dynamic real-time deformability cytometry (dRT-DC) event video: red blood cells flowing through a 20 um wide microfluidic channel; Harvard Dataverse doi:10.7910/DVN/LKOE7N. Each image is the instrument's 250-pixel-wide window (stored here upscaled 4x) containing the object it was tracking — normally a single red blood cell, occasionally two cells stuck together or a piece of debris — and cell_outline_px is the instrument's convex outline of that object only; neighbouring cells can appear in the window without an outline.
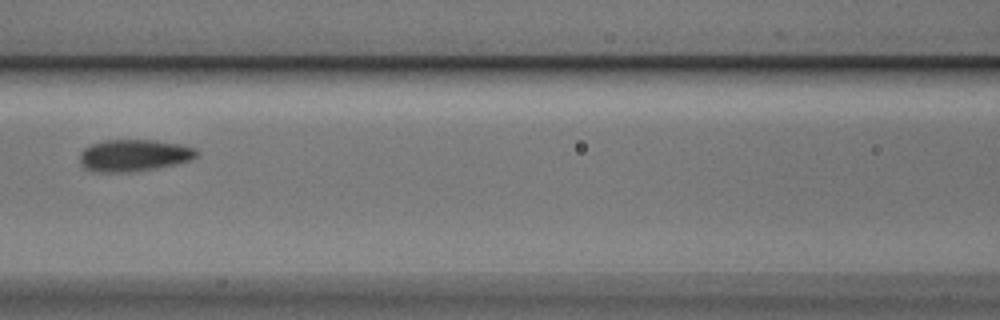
{"species": "Egyptian fruit bat (a non-hibernating species)", "species_latin": "Rousettus aegyptiacus", "temperature_condition": "cold", "stored_images_in_passage": 4, "camera_frame_rate_fps": 3000, "um_per_image_px": 0.085, "animal": {"sex": "male"}, "frame": {"image": 1, "passage_image": 4, "time_ms": 1.0, "image_size_px": [1000, 320], "cell_outline_px": [[196, 156], [192, 160], [176, 164], [128, 172], [92, 172], [84, 168], [80, 164], [80, 152], [84, 148], [92, 144], [104, 140], [156, 140], [180, 144], [196, 148]], "centroid_in_image_um": [11.35, 13.2], "position_along_channel_um": 155.3, "area_um2": 21.73}}